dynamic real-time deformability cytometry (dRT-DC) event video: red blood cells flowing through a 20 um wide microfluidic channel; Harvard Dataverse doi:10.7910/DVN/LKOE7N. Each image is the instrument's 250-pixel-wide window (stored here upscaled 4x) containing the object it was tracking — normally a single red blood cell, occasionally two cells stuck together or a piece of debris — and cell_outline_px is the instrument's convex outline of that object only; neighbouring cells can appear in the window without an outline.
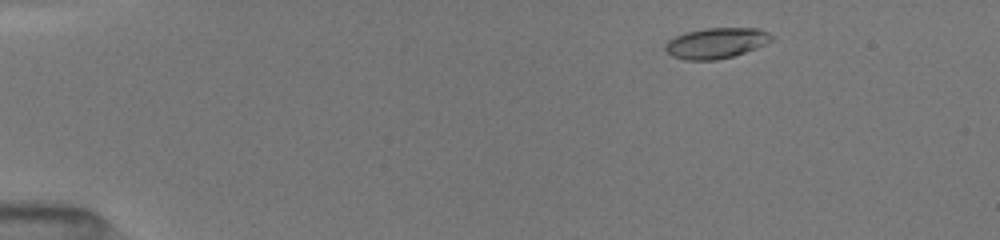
{"species": "common noctule bat (a hibernating species)", "species_latin": "Nyctalus noctula", "temperature_condition": "room temperature", "stored_images_in_passage": 28, "camera_frame_rate_fps": 3000, "um_per_image_px": 0.085, "animal": {"sex": "female", "body_mass_g": 19.5, "forearm_length_mm": 54.1}, "frame": {"image": 1, "passage_image": 1, "time_ms": 0.0, "image_size_px": [1000, 240], "cell_outline_px": [[776, 40], [756, 48], [732, 56], [716, 60], [684, 60], [672, 56], [664, 48], [664, 44], [668, 40], [684, 32], [704, 28], [756, 28], [768, 32]], "centroid_in_image_um": [60.87, 3.66], "position_along_channel_um": 24.1, "area_um2": 19.07}}
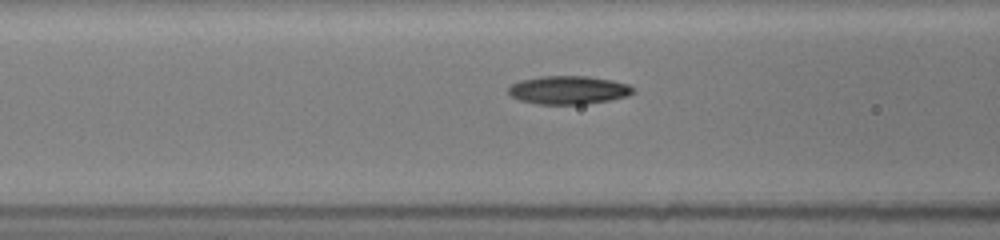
{"frame": {"image": 2, "passage_image": 20, "time_ms": 4.667, "image_size_px": [1000, 240], "cell_outline_px": [[636, 92], [628, 96], [608, 100], [584, 104], [536, 104], [520, 100], [512, 96], [508, 92], [508, 88], [512, 84], [520, 80], [540, 76], [588, 76], [612, 80], [628, 84], [636, 88]], "centroid_in_image_um": [48.35, 7.65], "position_along_channel_um": 118.3, "area_um2": 20.69}}
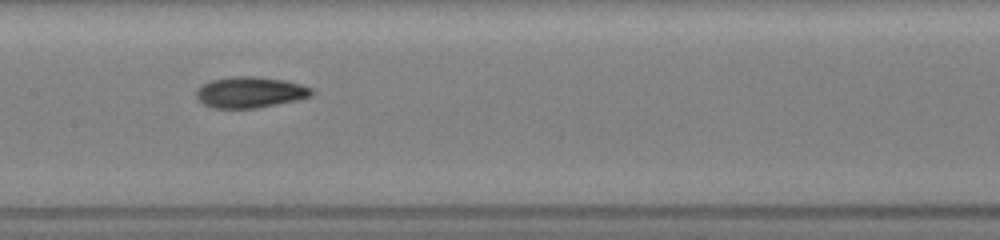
{"frame": {"image": 3, "passage_image": 27, "time_ms": 6.333, "image_size_px": [1000, 240], "cell_outline_px": [[316, 92], [312, 96], [296, 100], [256, 108], [212, 108], [196, 100], [196, 92], [204, 84], [212, 80], [236, 76], [256, 76], [284, 80], [300, 84], [312, 88]], "centroid_in_image_um": [21.28, 7.85], "position_along_channel_um": 186.1, "area_um2": 20.81}}